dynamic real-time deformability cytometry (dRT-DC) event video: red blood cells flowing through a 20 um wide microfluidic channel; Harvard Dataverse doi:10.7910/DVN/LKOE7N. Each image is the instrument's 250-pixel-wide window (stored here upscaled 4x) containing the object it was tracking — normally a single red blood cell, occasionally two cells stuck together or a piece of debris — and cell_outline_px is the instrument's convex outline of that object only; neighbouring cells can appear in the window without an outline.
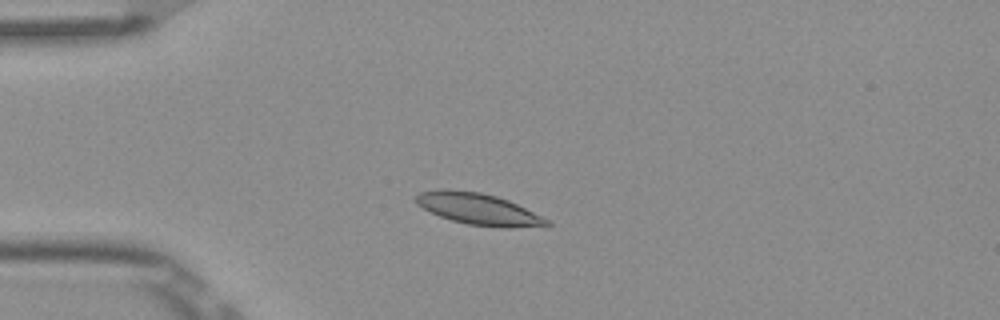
{"species": "Egyptian fruit bat (a non-hibernating species)", "species_latin": "Rousettus aegyptiacus", "temperature_condition": "room temperature", "stored_images_in_passage": 5, "camera_frame_rate_fps": 3000, "um_per_image_px": 0.085, "frame": {"image": 1, "passage_image": 3, "time_ms": 0.667, "image_size_px": [1000, 320], "cell_outline_px": [[552, 224], [512, 228], [500, 228], [468, 224], [452, 220], [440, 216], [416, 204], [416, 196], [420, 192], [444, 188], [448, 188], [480, 192], [496, 196], [508, 200], [548, 220]], "centroid_in_image_um": [40.62, 17.75], "position_along_channel_um": 44.4, "area_um2": 23.7}}
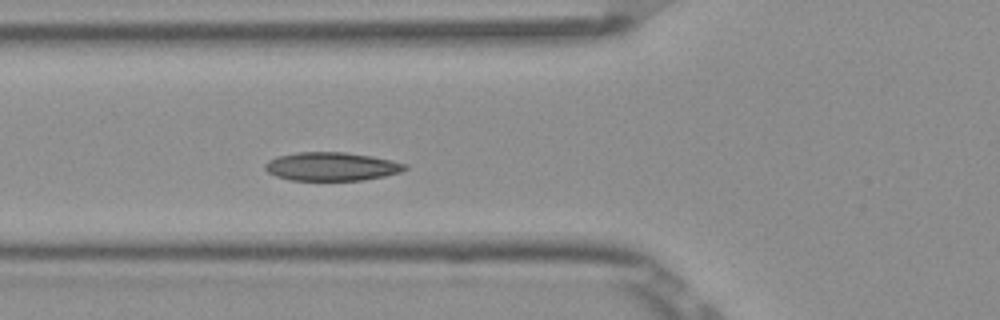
{"frame": {"image": 2, "passage_image": 5, "time_ms": 1.333, "image_size_px": [1000, 320], "cell_outline_px": [[408, 168], [400, 172], [384, 176], [364, 180], [288, 180], [276, 176], [268, 172], [264, 168], [264, 164], [268, 160], [276, 156], [296, 152], [344, 152], [372, 156], [392, 160], [408, 164]], "centroid_in_image_um": [28.17, 14.15], "position_along_channel_um": 97.6, "area_um2": 23.41}}